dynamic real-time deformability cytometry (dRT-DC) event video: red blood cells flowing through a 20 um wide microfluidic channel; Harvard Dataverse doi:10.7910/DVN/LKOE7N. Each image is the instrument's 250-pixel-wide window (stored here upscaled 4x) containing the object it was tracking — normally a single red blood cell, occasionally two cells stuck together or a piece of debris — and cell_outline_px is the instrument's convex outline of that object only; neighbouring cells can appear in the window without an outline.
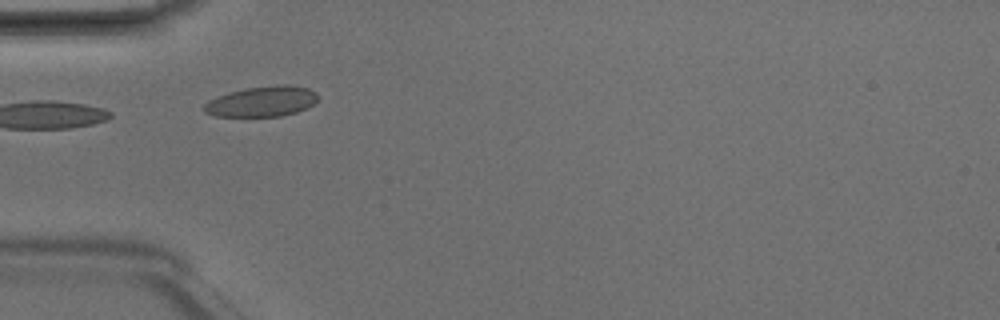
{"species": "Egyptian fruit bat (a non-hibernating species)", "species_latin": "Rousettus aegyptiacus", "temperature_condition": "room temperature", "stored_images_in_passage": 4, "camera_frame_rate_fps": 3000, "um_per_image_px": 0.085, "animal": {"sex": "male"}, "frame": {"image": 1, "passage_image": 2, "time_ms": 0.333, "image_size_px": [1000, 320], "cell_outline_px": [[316, 100], [308, 108], [296, 112], [280, 116], [216, 116], [204, 112], [204, 104], [208, 100], [244, 88], [280, 84], [288, 84], [308, 88], [316, 92]], "centroid_in_image_um": [22.28, 8.62], "position_along_channel_um": 62.7, "area_um2": 20.0}}